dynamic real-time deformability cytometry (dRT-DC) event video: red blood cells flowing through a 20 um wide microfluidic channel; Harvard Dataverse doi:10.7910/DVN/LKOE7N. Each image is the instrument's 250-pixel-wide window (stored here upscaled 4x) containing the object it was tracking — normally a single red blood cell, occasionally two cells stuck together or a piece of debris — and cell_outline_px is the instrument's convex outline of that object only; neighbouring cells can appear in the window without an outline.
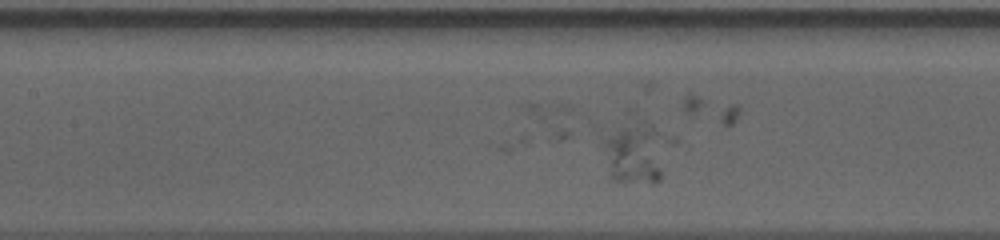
{"species": "human", "species_latin": "Homo sapiens", "temperature_condition": "cold", "stored_images_in_passage": 22, "camera_frame_rate_fps": 3000, "um_per_image_px": 0.085, "donor": {"sex": "male"}, "frame": {"image": 1, "passage_image": 10, "time_ms": 3.0, "image_size_px": [1000, 240], "cell_outline_px": [[680, 140], [660, 180], [612, 180], [608, 176], [600, 144], [604, 140], [624, 128], [652, 128], [676, 136]], "centroid_in_image_um": [54.25, 13.07], "position_along_channel_um": 153.1, "area_um2": 23.7}}